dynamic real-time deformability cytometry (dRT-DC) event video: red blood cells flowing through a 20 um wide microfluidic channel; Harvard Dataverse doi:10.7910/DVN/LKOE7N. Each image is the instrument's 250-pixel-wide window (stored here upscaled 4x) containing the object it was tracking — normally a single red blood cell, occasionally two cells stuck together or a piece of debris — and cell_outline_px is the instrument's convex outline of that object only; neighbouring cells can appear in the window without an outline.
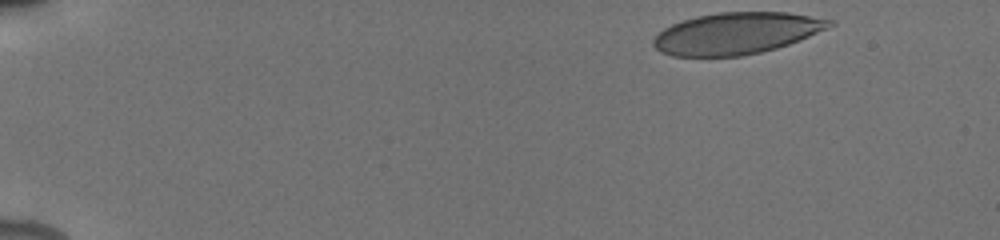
{"species": "human", "species_latin": "Homo sapiens", "temperature_condition": "cold", "stored_images_in_passage": 44, "camera_frame_rate_fps": 3000, "um_per_image_px": 0.085, "donor": {"sex": "male"}, "frame": {"image": 1, "passage_image": 1, "time_ms": 0.0, "image_size_px": [1000, 240], "cell_outline_px": [[836, 24], [828, 28], [788, 44], [776, 48], [760, 52], [740, 56], [672, 56], [660, 52], [652, 44], [652, 40], [664, 28], [680, 20], [696, 16], [716, 12], [788, 12], [836, 20]], "centroid_in_image_um": [62.6, 2.82], "position_along_channel_um": 22.4, "area_um2": 42.83}}
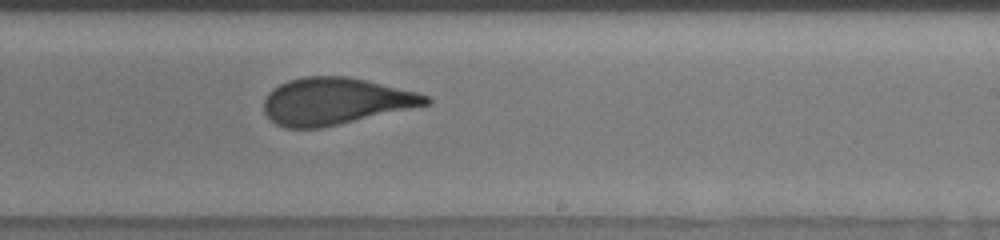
{"frame": {"image": 2, "passage_image": 27, "time_ms": 9.333, "image_size_px": [1000, 240], "cell_outline_px": [[432, 104], [340, 124], [320, 128], [284, 128], [276, 124], [264, 112], [264, 100], [268, 92], [272, 88], [288, 80], [304, 76], [348, 76], [416, 92], [428, 96], [432, 100]], "centroid_in_image_um": [28.5, 8.61], "position_along_channel_um": 260.5, "area_um2": 44.27}}
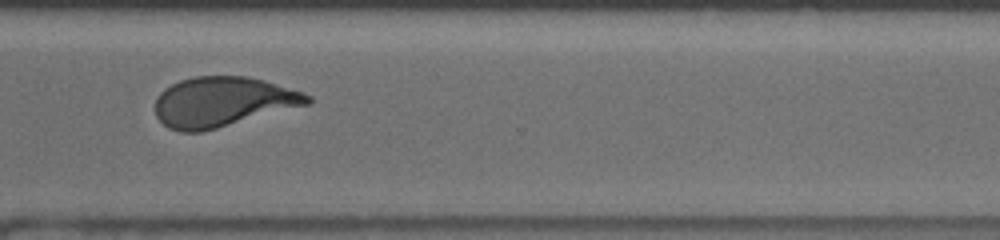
{"frame": {"image": 3, "passage_image": 35, "time_ms": 11.667, "image_size_px": [1000, 240], "cell_outline_px": [[312, 100], [308, 104], [216, 128], [200, 132], [180, 132], [168, 128], [156, 116], [156, 96], [164, 88], [180, 80], [196, 76], [248, 76], [264, 80], [304, 92], [312, 96]], "centroid_in_image_um": [18.91, 8.64], "position_along_channel_um": 351.7, "area_um2": 44.1}, "authors_computed_cell_mechanics": {"area_um2": 44.9106, "velocity_mm_per_s": 3.9005, "shape_relaxation_time_tau1_ms": 4.6594, "shape_relaxation_time_tau2_ms": 0.6226, "deformation_change_tau1": 0.163, "deformation_change_tau2": 0.0548}}